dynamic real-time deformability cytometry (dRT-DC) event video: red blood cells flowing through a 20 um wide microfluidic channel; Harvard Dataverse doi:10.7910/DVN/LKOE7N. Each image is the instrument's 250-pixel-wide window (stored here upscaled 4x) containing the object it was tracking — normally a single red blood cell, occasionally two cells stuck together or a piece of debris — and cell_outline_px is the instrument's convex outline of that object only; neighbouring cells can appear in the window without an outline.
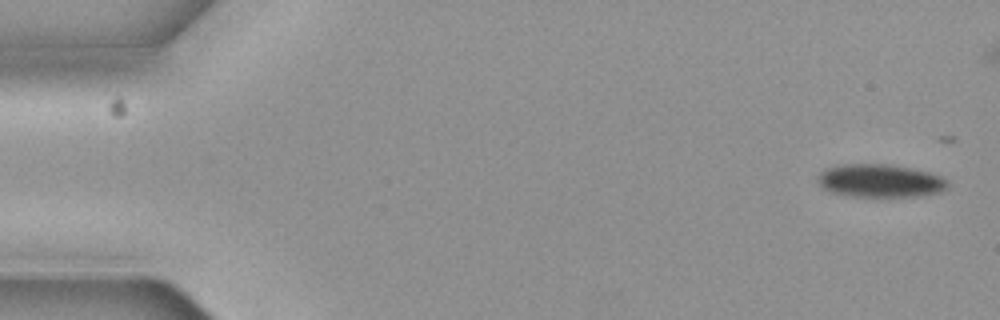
{"species": "common noctule bat (a hibernating species)", "species_latin": "Nyctalus noctula", "temperature_condition": "cold", "stored_images_in_passage": 6, "camera_frame_rate_fps": 3000, "um_per_image_px": 0.085, "animal": {"sex": "female", "body_mass_g": 19.3, "forearm_length_mm": 54.1}, "frame": {"image": 1, "passage_image": 1, "time_ms": 0.0, "image_size_px": [1000, 320], "cell_outline_px": [[948, 188], [940, 192], [924, 196], [852, 196], [832, 192], [824, 188], [820, 184], [820, 172], [828, 168], [840, 164], [892, 164], [912, 168], [928, 172], [940, 176], [948, 180]], "centroid_in_image_um": [74.88, 15.36], "position_along_channel_um": 10.1, "area_um2": 24.91}}
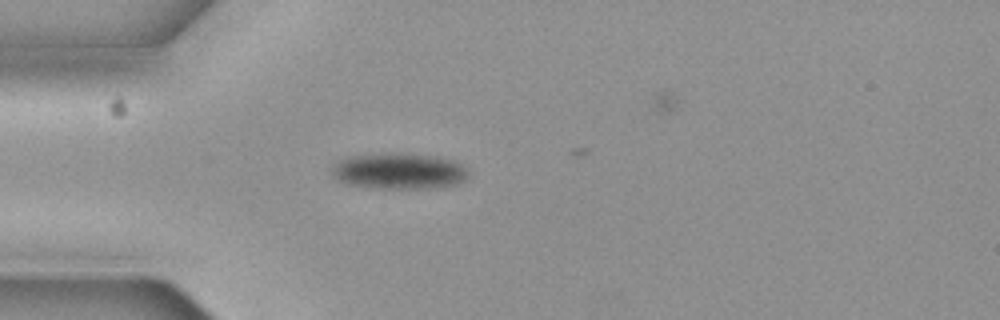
{"frame": {"image": 2, "passage_image": 5, "time_ms": 1.333, "image_size_px": [1000, 320], "cell_outline_px": [[468, 180], [456, 184], [428, 188], [380, 188], [348, 184], [336, 180], [332, 176], [332, 168], [340, 160], [356, 156], [440, 156], [452, 160], [468, 168]], "centroid_in_image_um": [33.98, 14.6], "position_along_channel_um": 51.0, "area_um2": 27.46}}